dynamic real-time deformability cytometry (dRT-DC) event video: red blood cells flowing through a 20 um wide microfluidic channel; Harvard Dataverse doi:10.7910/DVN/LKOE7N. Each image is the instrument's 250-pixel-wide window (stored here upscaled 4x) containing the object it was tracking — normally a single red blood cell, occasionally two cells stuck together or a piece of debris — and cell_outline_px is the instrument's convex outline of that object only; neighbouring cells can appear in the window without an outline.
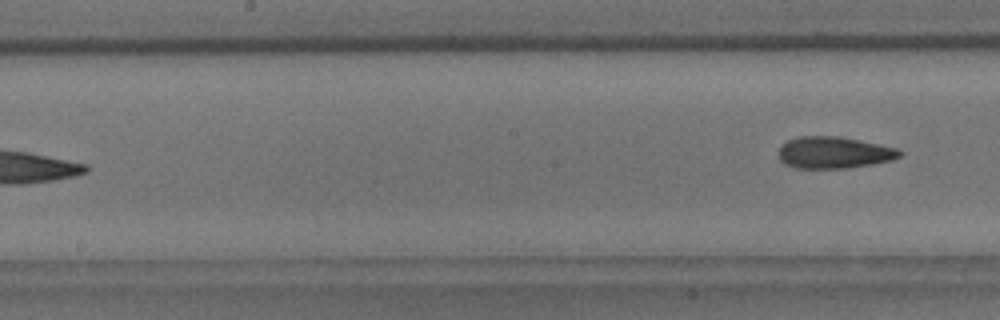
{"species": "common noctule bat (a hibernating species)", "species_latin": "Nyctalus noctula", "temperature_condition": "room temperature", "stored_images_in_passage": 7, "camera_frame_rate_fps": 3000, "um_per_image_px": 0.085, "animal": {"sex": "male", "body_mass_g": 18.8}, "frame": {"image": 1, "passage_image": 7, "time_ms": 8.0, "image_size_px": [1000, 320], "cell_outline_px": [[904, 152], [900, 156], [892, 160], [872, 164], [848, 168], [796, 168], [784, 164], [780, 160], [780, 148], [788, 140], [800, 136], [840, 136], [896, 148]], "centroid_in_image_um": [70.9, 12.97], "position_along_channel_um": 177.3, "area_um2": 22.25}}